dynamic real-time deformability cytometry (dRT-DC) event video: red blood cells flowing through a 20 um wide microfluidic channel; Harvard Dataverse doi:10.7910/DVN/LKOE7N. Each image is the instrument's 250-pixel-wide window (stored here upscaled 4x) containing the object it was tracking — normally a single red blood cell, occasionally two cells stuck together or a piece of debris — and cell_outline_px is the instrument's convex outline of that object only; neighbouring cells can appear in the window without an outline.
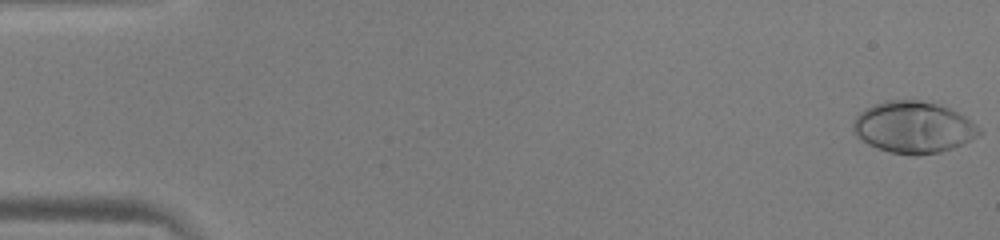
{"species": "human", "species_latin": "Homo sapiens", "temperature_condition": "warm", "stored_images_in_passage": 52, "camera_frame_rate_fps": 3000, "um_per_image_px": 0.085, "donor": {"sex": "male"}, "frame": {"image": 1, "passage_image": 1, "time_ms": 0.0, "image_size_px": [1000, 240], "cell_outline_px": [[984, 132], [952, 148], [940, 152], [916, 156], [888, 152], [876, 148], [868, 144], [856, 136], [852, 132], [852, 124], [856, 116], [864, 108], [888, 100], [920, 100], [940, 104], [964, 116], [976, 124]], "centroid_in_image_um": [77.6, 10.82], "position_along_channel_um": 7.4, "area_um2": 37.97}}
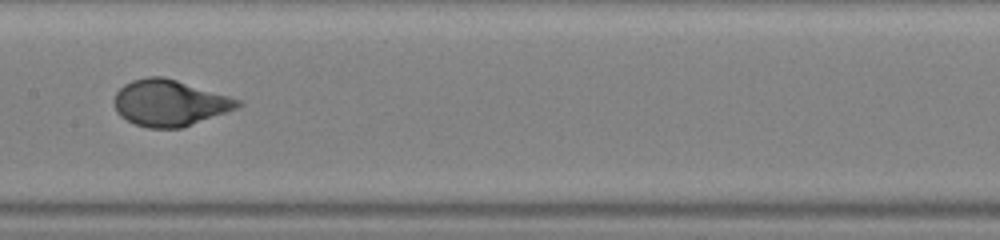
{"frame": {"image": 2, "passage_image": 27, "time_ms": 8.667, "image_size_px": [1000, 240], "cell_outline_px": [[244, 104], [236, 108], [180, 128], [148, 128], [136, 124], [120, 116], [116, 112], [112, 104], [112, 100], [116, 92], [124, 84], [132, 80], [148, 76], [164, 76], [228, 96], [240, 100]], "centroid_in_image_um": [14.34, 8.74], "position_along_channel_um": 193.1, "area_um2": 33.06}}
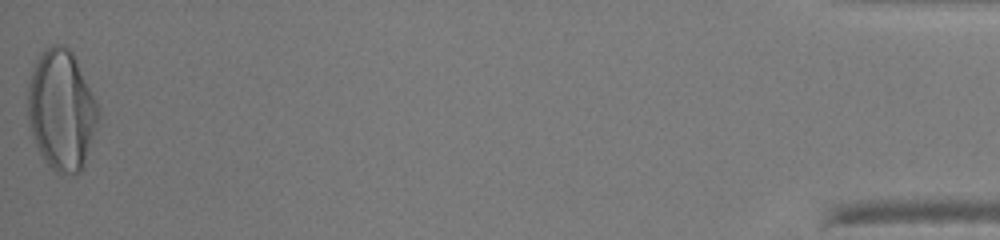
{"frame": {"image": 3, "passage_image": 52, "time_ms": 17.0, "image_size_px": [1000, 240], "cell_outline_px": [[100, 116], [84, 168], [80, 172], [56, 172], [48, 164], [40, 152], [36, 144], [28, 120], [28, 84], [36, 60], [40, 52], [44, 48], [52, 44], [64, 44], [72, 52], [96, 100], [100, 112]], "centroid_in_image_um": [5.24, 9.32], "position_along_channel_um": 430.0, "area_um2": 49.19}, "authors_computed_cell_mechanics": {"area_um2": 33.8997, "velocity_mm_per_s": 4.0043, "shape_relaxation_time_tau1_ms": 3.8127, "shape_relaxation_time_tau2_ms": null, "deformation_change_tau1": 0.2353, "deformation_change_tau2": null}}